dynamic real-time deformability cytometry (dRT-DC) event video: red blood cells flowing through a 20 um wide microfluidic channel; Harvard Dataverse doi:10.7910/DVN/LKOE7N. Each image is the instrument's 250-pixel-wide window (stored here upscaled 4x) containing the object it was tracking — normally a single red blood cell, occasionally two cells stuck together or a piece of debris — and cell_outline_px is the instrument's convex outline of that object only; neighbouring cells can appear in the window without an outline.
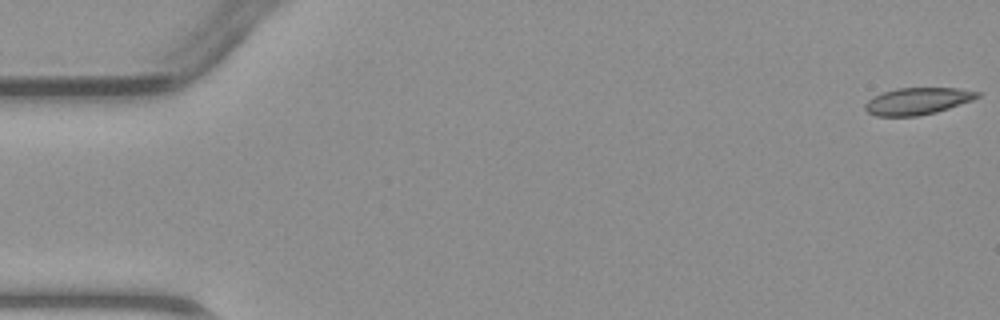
{"species": "common noctule bat (a hibernating species)", "species_latin": "Nyctalus noctula", "temperature_condition": "warm", "stored_images_in_passage": 5, "segment_of_instrument_passage": [1, 2], "camera_frame_rate_fps": 3000, "um_per_image_px": 0.085, "animal": {"sex": "male", "body_mass_g": 23.1, "forearm_length_mm": 52.7}, "frame": {"image": 1, "passage_image": 1, "time_ms": 0.0, "image_size_px": [1000, 320], "cell_outline_px": [[980, 96], [972, 100], [936, 112], [916, 116], [876, 116], [868, 112], [864, 108], [864, 104], [868, 100], [884, 92], [896, 88], [960, 88], [980, 92]], "centroid_in_image_um": [77.99, 8.59], "position_along_channel_um": 7.0, "area_um2": 17.46}}
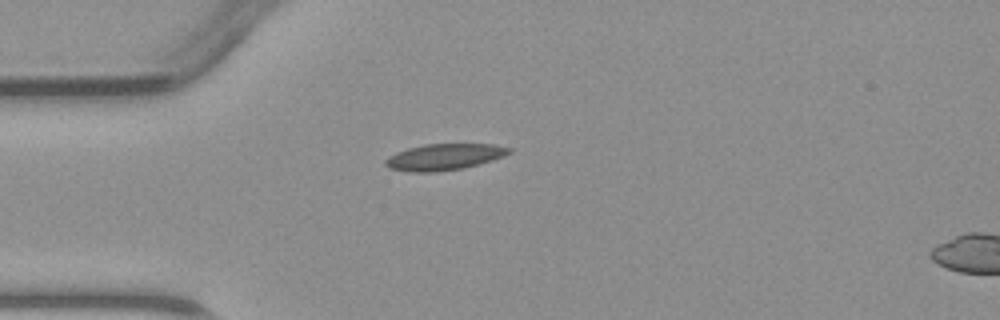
{"frame": {"image": 2, "passage_image": 4, "time_ms": 4.0, "image_size_px": [1000, 320], "cell_outline_px": [[512, 152], [504, 156], [492, 160], [464, 168], [436, 172], [408, 172], [388, 168], [384, 164], [384, 160], [388, 156], [396, 152], [408, 148], [424, 144], [496, 144], [512, 148]], "centroid_in_image_um": [37.74, 13.34], "position_along_channel_um": 47.3, "area_um2": 19.19}}